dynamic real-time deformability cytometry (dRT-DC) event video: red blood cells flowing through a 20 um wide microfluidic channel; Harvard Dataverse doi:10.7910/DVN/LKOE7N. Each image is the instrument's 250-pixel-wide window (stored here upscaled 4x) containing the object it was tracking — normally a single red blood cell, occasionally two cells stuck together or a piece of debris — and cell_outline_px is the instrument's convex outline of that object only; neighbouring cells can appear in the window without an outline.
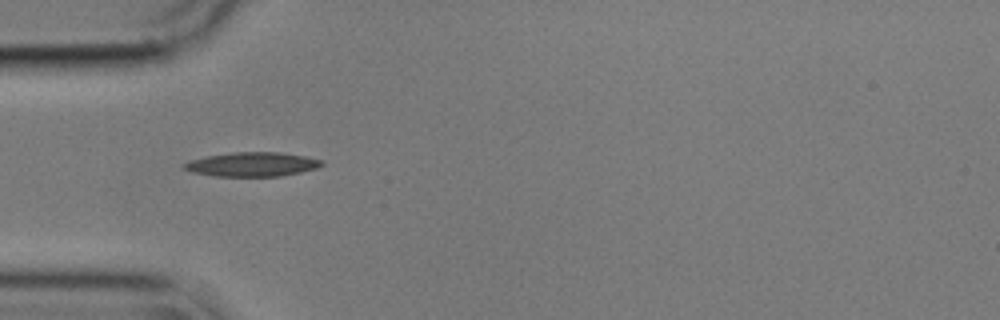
{"species": "common noctule bat (a hibernating species)", "species_latin": "Nyctalus noctula", "temperature_condition": "cold", "stored_images_in_passage": 41, "camera_frame_rate_fps": 3000, "um_per_image_px": 0.085, "animal": {"sex": "male", "body_mass_g": 17.9}, "frame": {"image": 1, "passage_image": 2, "time_ms": 0.333, "image_size_px": [1000, 320], "cell_outline_px": [[324, 164], [316, 168], [300, 172], [280, 176], [216, 176], [192, 172], [180, 168], [184, 164], [192, 160], [208, 156], [232, 152], [280, 152], [304, 156], [324, 160]], "centroid_in_image_um": [21.45, 13.97], "position_along_channel_um": 63.6, "area_um2": 19.31}}
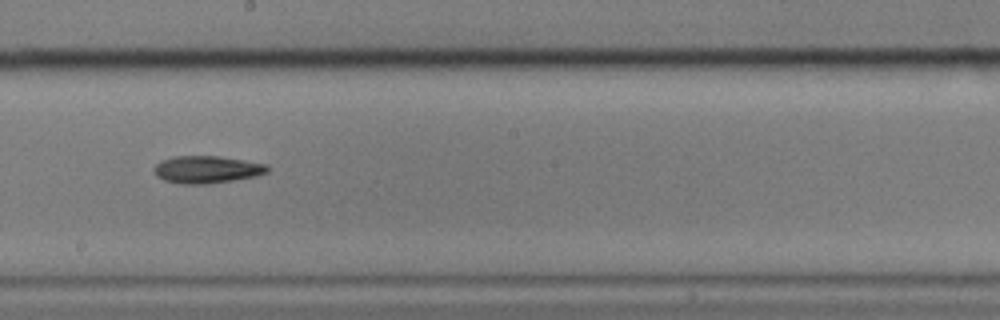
{"frame": {"image": 2, "passage_image": 16, "time_ms": 5.0, "image_size_px": [1000, 320], "cell_outline_px": [[268, 172], [256, 176], [232, 180], [204, 184], [180, 184], [164, 180], [156, 176], [152, 168], [160, 160], [172, 156], [216, 156], [268, 164]], "centroid_in_image_um": [17.53, 14.4], "position_along_channel_um": 230.7, "area_um2": 18.09}}
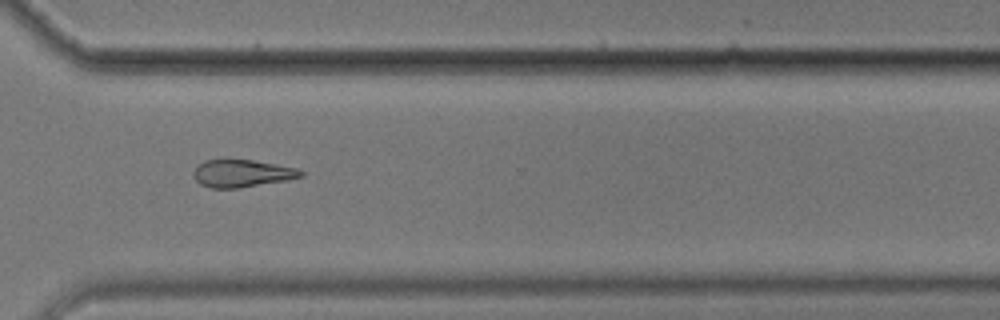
{"frame": {"image": 3, "passage_image": 26, "time_ms": 8.333, "image_size_px": [1000, 320], "cell_outline_px": [[304, 176], [288, 180], [236, 188], [212, 188], [200, 184], [192, 176], [192, 172], [204, 160], [252, 160], [296, 168], [304, 172]], "centroid_in_image_um": [20.56, 14.74], "position_along_channel_um": 350.0, "area_um2": 16.99}, "authors_computed_cell_mechanics": {"area_um2": 17.918, "velocity_mm_per_s": 3.5929, "shape_relaxation_time_tau1_ms": 6.6831, "shape_relaxation_time_tau2_ms": 6.5674, "deformation_change_tau1": 0.1669, "deformation_change_tau2": 0.1562}}